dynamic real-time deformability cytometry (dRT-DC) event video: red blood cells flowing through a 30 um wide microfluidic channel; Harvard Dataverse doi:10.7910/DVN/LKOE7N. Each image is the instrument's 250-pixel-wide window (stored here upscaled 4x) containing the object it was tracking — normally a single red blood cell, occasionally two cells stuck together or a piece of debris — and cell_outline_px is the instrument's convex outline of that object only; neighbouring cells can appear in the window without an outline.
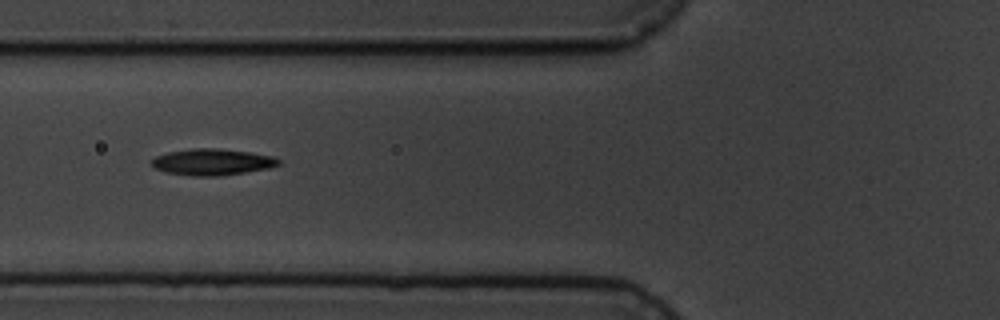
{"species": "common noctule bat (a hibernating species)", "species_latin": "Nyctalus noctula", "temperature_condition": "cold", "stored_images_in_passage": 4, "camera_frame_rate_fps": 3000, "um_per_image_px": 0.085, "animal": {"sex": "male", "body_mass_g": 19.5, "forearm_length_mm": 54.6}, "frame": {"image": 1, "passage_image": 4, "time_ms": 3.333, "image_size_px": [1000, 320], "cell_outline_px": [[280, 164], [268, 168], [244, 172], [216, 176], [192, 176], [164, 172], [156, 168], [148, 160], [156, 156], [168, 152], [192, 148], [216, 148], [248, 152], [272, 156], [280, 160]], "centroid_in_image_um": [17.99, 13.77], "position_along_channel_um": 107.8, "area_um2": 19.42}}